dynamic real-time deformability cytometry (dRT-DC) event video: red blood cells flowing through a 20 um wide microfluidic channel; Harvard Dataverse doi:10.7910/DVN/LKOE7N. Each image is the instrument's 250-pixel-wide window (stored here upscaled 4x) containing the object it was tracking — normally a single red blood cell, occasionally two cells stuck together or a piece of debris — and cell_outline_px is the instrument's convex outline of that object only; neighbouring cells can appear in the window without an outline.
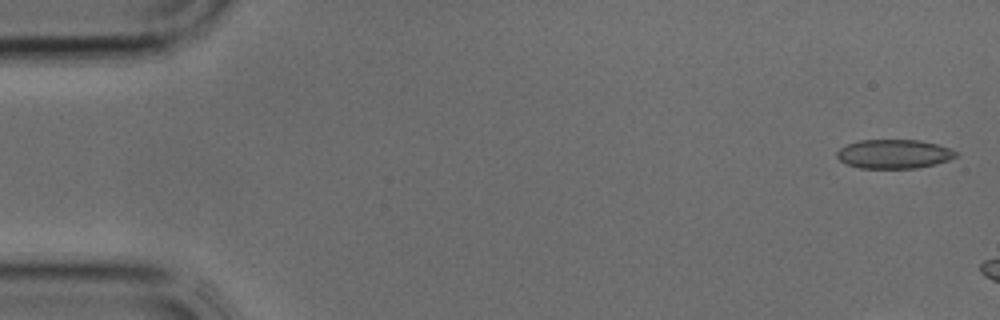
{"species": "common noctule bat (a hibernating species)", "species_latin": "Nyctalus noctula", "temperature_condition": "cold", "stored_images_in_passage": 5, "camera_frame_rate_fps": 3000, "um_per_image_px": 0.085, "animal": {"sex": "male", "body_mass_g": 17.9, "forearm_length_mm": 54.2}, "frame": {"image": 1, "passage_image": 1, "time_ms": 0.0, "image_size_px": [1000, 320], "cell_outline_px": [[960, 156], [936, 164], [916, 168], [860, 168], [848, 164], [840, 160], [836, 156], [836, 152], [840, 148], [848, 144], [860, 140], [920, 140], [952, 148], [960, 152]], "centroid_in_image_um": [76.05, 13.08], "position_along_channel_um": 8.9, "area_um2": 20.29}}